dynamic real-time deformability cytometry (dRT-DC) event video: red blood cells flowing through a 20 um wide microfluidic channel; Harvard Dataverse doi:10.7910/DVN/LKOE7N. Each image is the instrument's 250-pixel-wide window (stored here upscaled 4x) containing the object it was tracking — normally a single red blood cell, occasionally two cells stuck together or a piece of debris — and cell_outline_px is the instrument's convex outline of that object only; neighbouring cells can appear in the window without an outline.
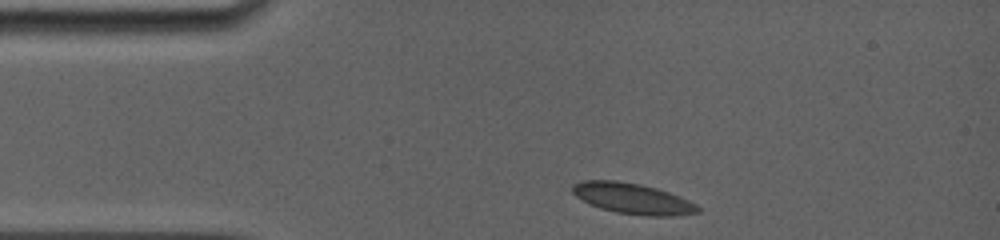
{"species": "common noctule bat (a hibernating species)", "species_latin": "Nyctalus noctula", "temperature_condition": "room temperature", "stored_images_in_passage": 26, "camera_frame_rate_fps": 5000, "um_per_image_px": 0.085, "animal": {"sex": "female", "body_mass_g": 19.0, "forearm_length_mm": 56.7}, "frame": {"image": 1, "passage_image": 1, "time_ms": 0.0, "image_size_px": [1000, 240], "cell_outline_px": [[700, 212], [672, 216], [648, 216], [616, 212], [600, 208], [588, 204], [576, 196], [572, 192], [572, 184], [584, 180], [616, 180], [640, 184], [656, 188], [680, 196], [696, 204], [700, 208]], "centroid_in_image_um": [53.76, 16.87], "position_along_channel_um": 31.2, "area_um2": 22.48}}
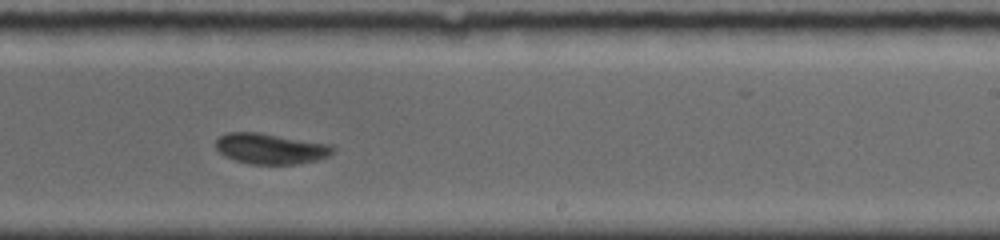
{"frame": {"image": 2, "passage_image": 15, "time_ms": 7.2, "image_size_px": [1000, 240], "cell_outline_px": [[336, 148], [328, 156], [316, 160], [296, 164], [248, 164], [236, 160], [220, 152], [216, 148], [216, 140], [220, 136], [228, 132], [260, 132], [332, 144]], "centroid_in_image_um": [23.03, 12.62], "position_along_channel_um": 266.0, "area_um2": 20.92}}
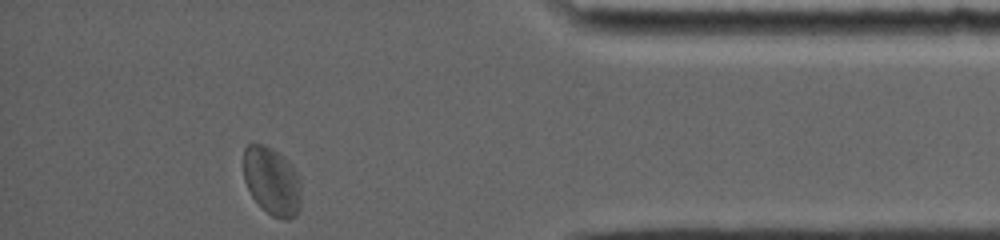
{"frame": {"image": 3, "passage_image": 26, "time_ms": 11.6, "image_size_px": [1000, 240], "cell_outline_px": [[300, 208], [296, 216], [288, 220], [284, 220], [272, 216], [252, 196], [244, 180], [244, 148], [248, 144], [264, 144], [272, 148], [292, 168], [300, 184]], "centroid_in_image_um": [23.09, 15.42], "position_along_channel_um": 412.1, "area_um2": 22.31}, "authors_computed_cell_mechanics": {"area_um2": 21.0103, "velocity_mm_per_s": 3.7909, "shape_relaxation_time_tau1_ms": 3.2101, "shape_relaxation_time_tau2_ms": null, "deformation_change_tau1": 0.0768, "deformation_change_tau2": null}}